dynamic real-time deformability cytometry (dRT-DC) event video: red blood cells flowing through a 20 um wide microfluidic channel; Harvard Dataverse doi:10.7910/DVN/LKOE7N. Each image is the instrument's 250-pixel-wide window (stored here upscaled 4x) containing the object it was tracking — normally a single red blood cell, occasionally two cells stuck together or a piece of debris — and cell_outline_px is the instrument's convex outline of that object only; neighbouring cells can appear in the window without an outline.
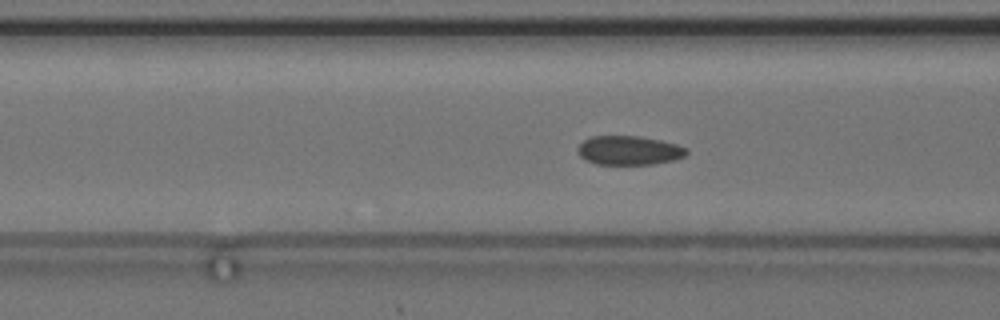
{"species": "common noctule bat (a hibernating species)", "species_latin": "Nyctalus noctula", "temperature_condition": "cold", "stored_images_in_passage": 38, "camera_frame_rate_fps": 3000, "um_per_image_px": 0.085, "animal": {"sex": "female", "body_mass_g": 24.6, "forearm_length_mm": 56.2}, "frame": {"image": 1, "passage_image": 4, "time_ms": 1.0, "image_size_px": [1000, 320], "cell_outline_px": [[688, 152], [684, 156], [676, 160], [652, 164], [596, 164], [584, 160], [580, 156], [576, 148], [584, 140], [592, 136], [640, 136], [660, 140], [676, 144], [688, 148]], "centroid_in_image_um": [53.47, 12.78], "position_along_channel_um": 113.1, "area_um2": 18.55}}
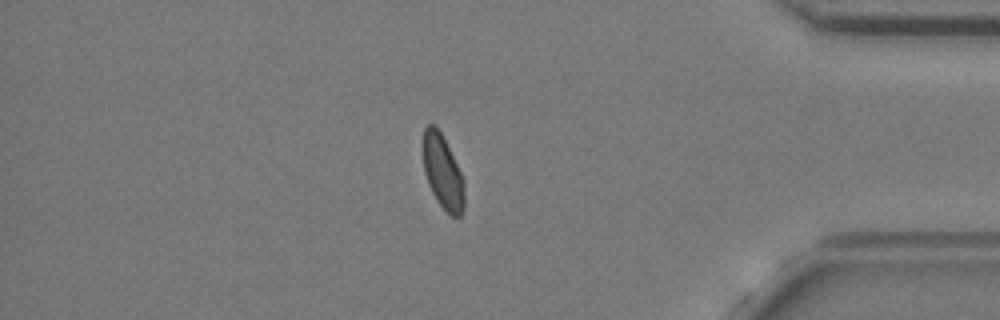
{"frame": {"image": 2, "passage_image": 30, "time_ms": 9.667, "image_size_px": [1000, 320], "cell_outline_px": [[464, 208], [460, 216], [452, 216], [436, 200], [428, 184], [424, 172], [424, 128], [428, 124], [436, 124], [464, 180]], "centroid_in_image_um": [37.63, 14.64], "position_along_channel_um": 397.6, "area_um2": 17.34}}
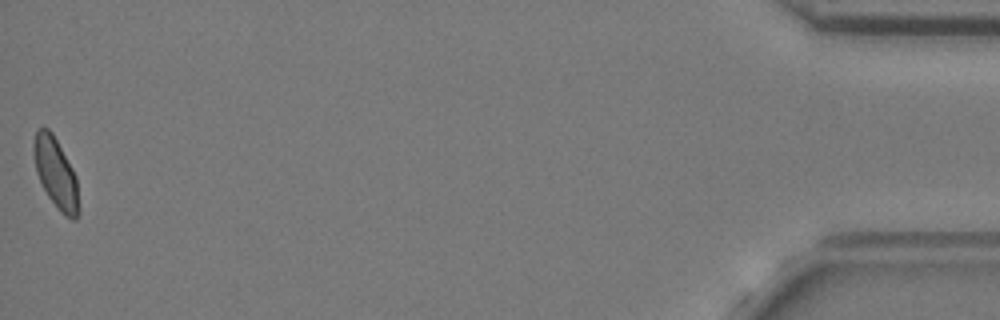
{"frame": {"image": 3, "passage_image": 38, "time_ms": 12.333, "image_size_px": [1000, 320], "cell_outline_px": [[80, 212], [76, 220], [72, 220], [64, 216], [60, 212], [48, 196], [36, 172], [32, 148], [32, 144], [36, 128], [48, 128], [52, 132], [72, 168], [76, 176], [80, 208]], "centroid_in_image_um": [4.75, 14.74], "position_along_channel_um": 430.5, "area_um2": 18.67}}